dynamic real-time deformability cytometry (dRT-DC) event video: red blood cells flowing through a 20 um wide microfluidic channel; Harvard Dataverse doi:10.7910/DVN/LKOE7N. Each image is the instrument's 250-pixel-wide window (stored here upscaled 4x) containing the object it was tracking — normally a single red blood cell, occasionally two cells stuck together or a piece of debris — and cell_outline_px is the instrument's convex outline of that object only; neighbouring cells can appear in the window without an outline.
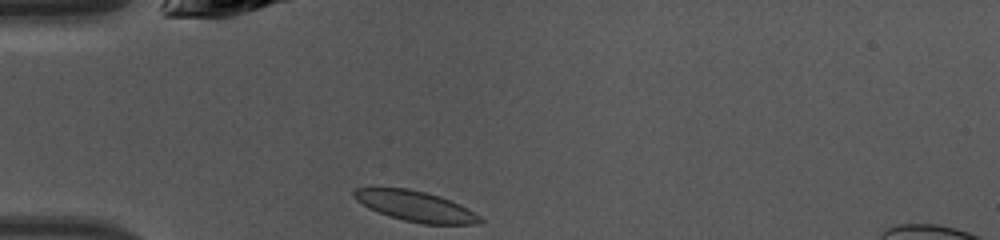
{"species": "common noctule bat (a hibernating species)", "species_latin": "Nyctalus noctula", "temperature_condition": "warm", "stored_images_in_passage": 34, "camera_frame_rate_fps": 3000, "um_per_image_px": 0.085, "animal": {"sex": "female", "body_mass_g": 10.0, "forearm_length_mm": 53.1}, "frame": {"image": 1, "passage_image": 1, "time_ms": 0.0, "image_size_px": [1000, 240], "cell_outline_px": [[484, 220], [476, 224], [420, 224], [388, 216], [368, 208], [356, 200], [352, 196], [352, 192], [356, 188], [408, 188], [440, 196], [460, 204], [480, 216]], "centroid_in_image_um": [35.3, 17.53], "position_along_channel_um": 49.7, "area_um2": 22.31}}
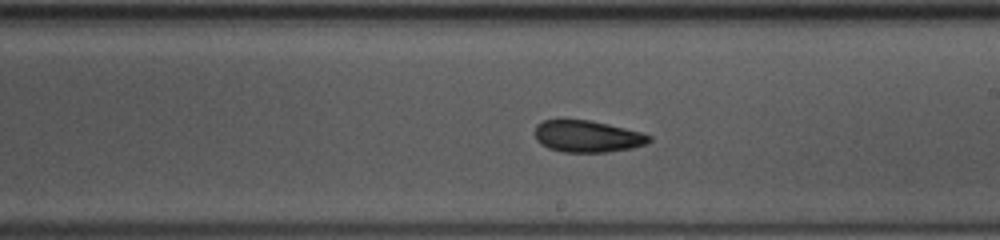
{"frame": {"image": 2, "passage_image": 15, "time_ms": 4.667, "image_size_px": [1000, 240], "cell_outline_px": [[652, 140], [648, 144], [632, 148], [608, 152], [564, 152], [548, 148], [536, 140], [536, 124], [544, 120], [592, 120], [640, 132], [652, 136]], "centroid_in_image_um": [49.96, 11.6], "position_along_channel_um": 239.0, "area_um2": 21.15}}
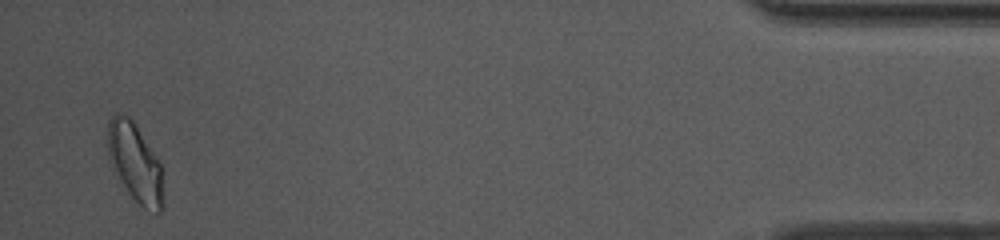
{"frame": {"image": 3, "passage_image": 33, "time_ms": 10.667, "image_size_px": [1000, 240], "cell_outline_px": [[164, 208], [160, 212], [156, 212], [144, 208], [132, 196], [108, 160], [108, 120], [112, 116], [120, 112], [128, 116], [132, 120], [160, 164], [164, 204]], "centroid_in_image_um": [11.48, 13.82], "position_along_channel_um": 423.7, "area_um2": 24.74}, "authors_computed_cell_mechanics": {"area_um2": 21.8773, "velocity_mm_per_s": 4.3275, "shape_relaxation_time_tau1_ms": 8.4326, "shape_relaxation_time_tau2_ms": 3.8565, "deformation_change_tau1": 0.1694, "deformation_change_tau2": 0.0958}}